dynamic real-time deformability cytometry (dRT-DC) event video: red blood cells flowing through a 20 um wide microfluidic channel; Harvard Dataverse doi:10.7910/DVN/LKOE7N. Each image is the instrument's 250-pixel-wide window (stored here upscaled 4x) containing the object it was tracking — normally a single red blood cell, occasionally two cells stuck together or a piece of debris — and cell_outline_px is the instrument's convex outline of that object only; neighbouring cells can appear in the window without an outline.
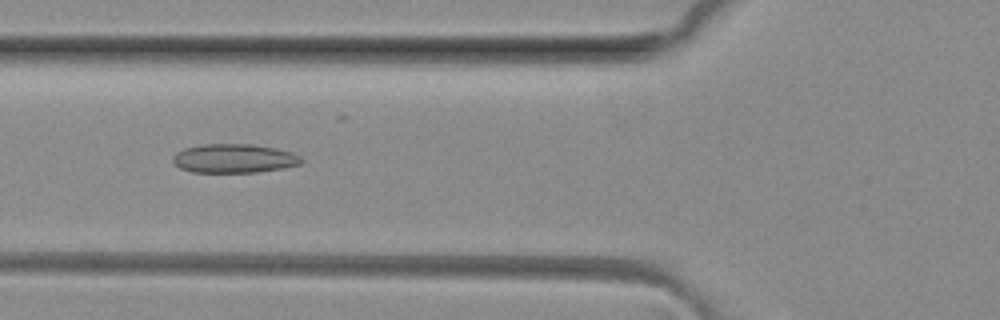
{"species": "common noctule bat (a hibernating species)", "species_latin": "Nyctalus noctula", "temperature_condition": "room temperature", "stored_images_in_passage": 5, "camera_frame_rate_fps": 3000, "um_per_image_px": 0.085, "animal": {"sex": "female", "body_mass_g": 29.2, "forearm_length_mm": 56.3}, "frame": {"image": 1, "passage_image": 5, "time_ms": 1.333, "image_size_px": [1000, 320], "cell_outline_px": [[304, 160], [300, 164], [280, 168], [256, 172], [192, 172], [180, 168], [172, 160], [172, 156], [176, 152], [184, 148], [200, 144], [252, 144], [276, 148], [292, 152], [300, 156]], "centroid_in_image_um": [19.88, 13.45], "position_along_channel_um": 105.9, "area_um2": 21.68}}